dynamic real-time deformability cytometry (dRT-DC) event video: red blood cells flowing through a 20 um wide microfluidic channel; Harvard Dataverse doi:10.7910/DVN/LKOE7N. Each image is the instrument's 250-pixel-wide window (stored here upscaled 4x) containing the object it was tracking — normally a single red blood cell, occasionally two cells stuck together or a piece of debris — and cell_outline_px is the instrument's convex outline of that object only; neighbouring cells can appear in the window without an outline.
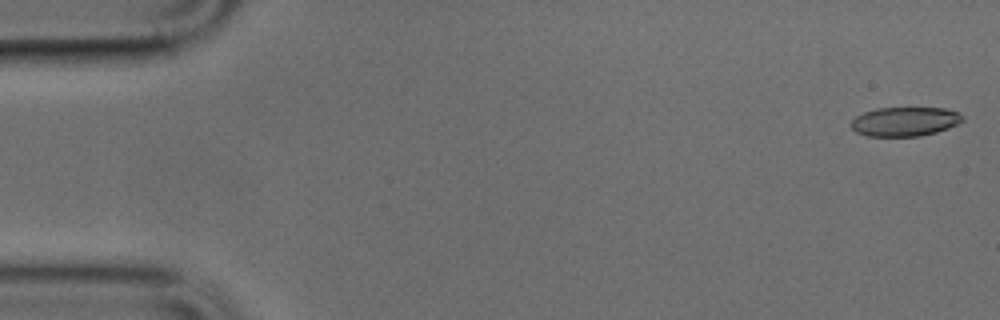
{"species": "common noctule bat (a hibernating species)", "species_latin": "Nyctalus noctula", "temperature_condition": "cold", "stored_images_in_passage": 49, "camera_frame_rate_fps": 3000, "um_per_image_px": 0.085, "animal": {"sex": "male", "body_mass_g": 17.9, "forearm_length_mm": 54.2}, "frame": {"image": 1, "passage_image": 1, "time_ms": 0.0, "image_size_px": [1000, 320], "cell_outline_px": [[964, 120], [960, 124], [936, 132], [920, 136], [868, 136], [856, 132], [852, 128], [852, 120], [856, 116], [864, 112], [876, 108], [944, 108], [956, 112], [964, 116]], "centroid_in_image_um": [76.94, 10.33], "position_along_channel_um": 8.1, "area_um2": 18.96}}
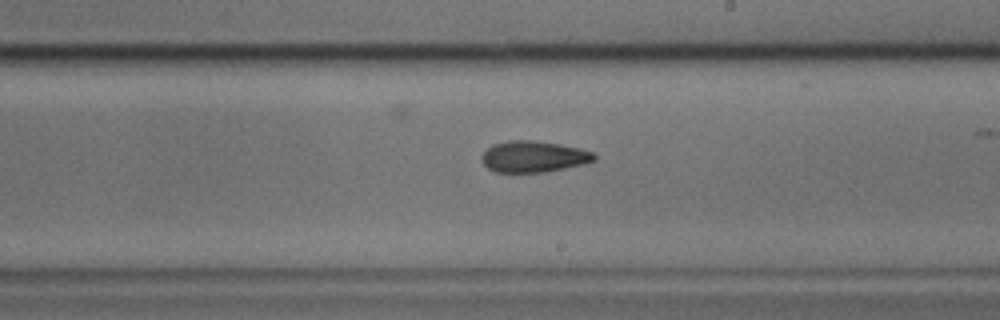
{"frame": {"image": 2, "passage_image": 28, "time_ms": 9.0, "image_size_px": [1000, 320], "cell_outline_px": [[596, 160], [584, 164], [544, 172], [496, 172], [488, 168], [480, 160], [480, 156], [492, 144], [508, 140], [532, 140], [560, 144], [580, 148], [592, 152], [596, 156]], "centroid_in_image_um": [45.34, 13.3], "position_along_channel_um": 243.7, "area_um2": 20.58}}
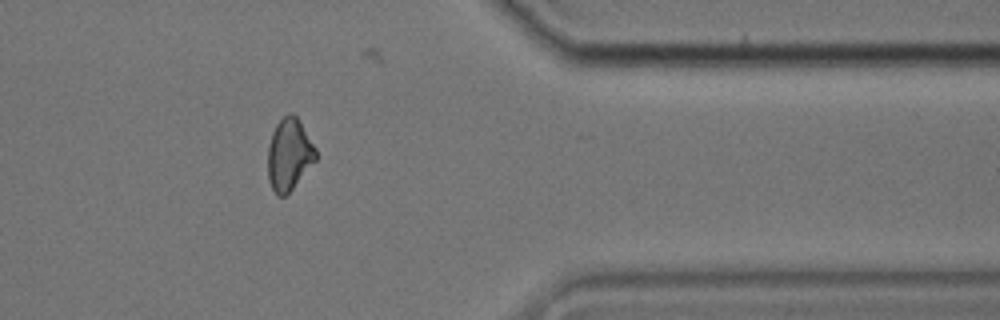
{"frame": {"image": 3, "passage_image": 40, "time_ms": 13.0, "image_size_px": [1000, 320], "cell_outline_px": [[316, 160], [292, 188], [284, 196], [276, 196], [268, 180], [268, 144], [272, 132], [276, 124], [288, 112], [292, 112], [300, 120], [316, 148]], "centroid_in_image_um": [24.57, 13.1], "position_along_channel_um": 386.8, "area_um2": 20.11}}